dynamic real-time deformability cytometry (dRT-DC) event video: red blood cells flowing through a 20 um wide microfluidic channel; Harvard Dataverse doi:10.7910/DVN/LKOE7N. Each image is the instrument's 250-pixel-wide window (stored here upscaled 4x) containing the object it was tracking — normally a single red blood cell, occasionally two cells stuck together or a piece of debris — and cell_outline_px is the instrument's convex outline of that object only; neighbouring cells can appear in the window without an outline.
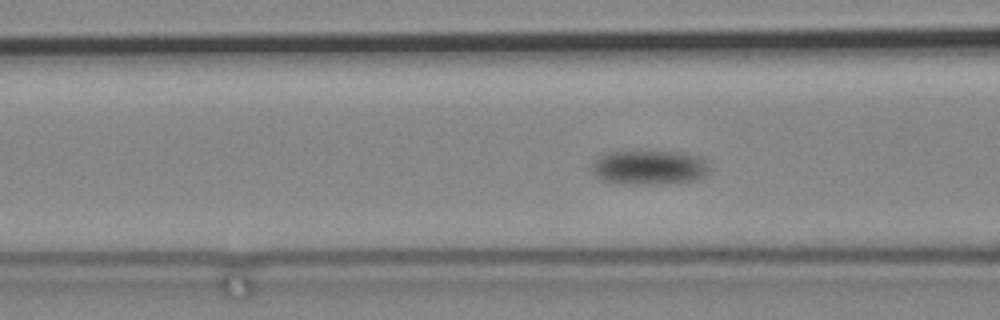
{"species": "common noctule bat (a hibernating species)", "species_latin": "Nyctalus noctula", "temperature_condition": "cold", "stored_images_in_passage": 106, "camera_frame_rate_fps": 3000, "um_per_image_px": 0.085, "animal": {"sex": "male", "body_mass_g": 19.2, "forearm_length_mm": 51.8}, "frame": {"image": 1, "passage_image": 53, "time_ms": 17.333, "image_size_px": [1000, 320], "cell_outline_px": [[708, 172], [704, 176], [696, 180], [676, 184], [624, 184], [604, 180], [596, 176], [592, 172], [592, 160], [596, 156], [604, 152], [632, 148], [680, 152], [700, 156]], "centroid_in_image_um": [55.09, 14.18], "position_along_channel_um": 111.5, "area_um2": 24.8}}
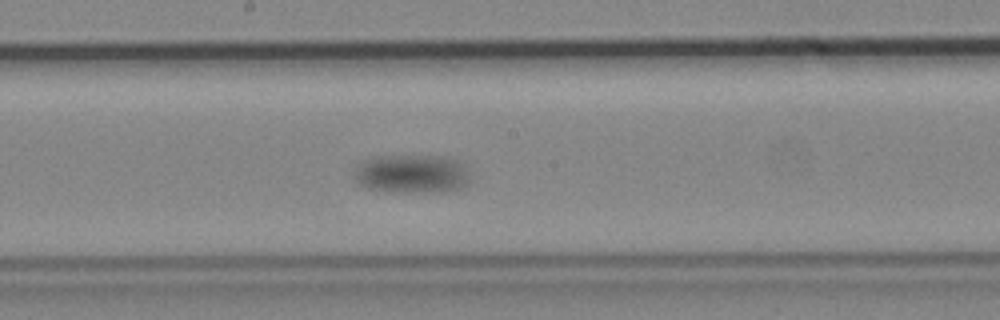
{"frame": {"image": 2, "passage_image": 66, "time_ms": 21.667, "image_size_px": [1000, 320], "cell_outline_px": [[468, 184], [460, 188], [440, 192], [396, 192], [368, 188], [356, 184], [356, 164], [360, 160], [372, 156], [448, 156], [464, 164], [468, 180]], "centroid_in_image_um": [34.96, 14.77], "position_along_channel_um": 213.2, "area_um2": 26.3}}
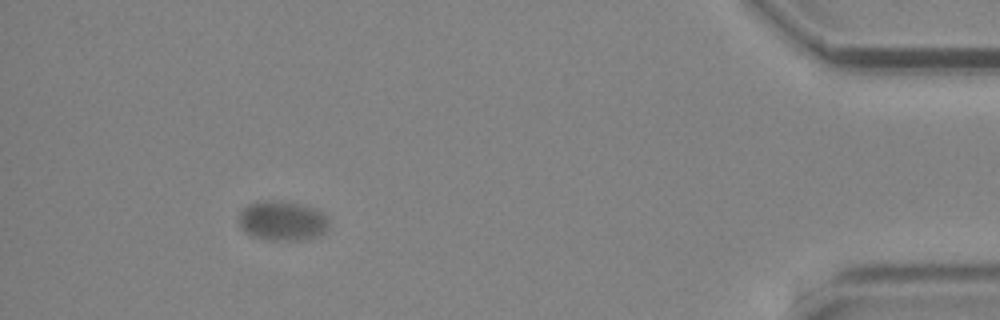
{"frame": {"image": 3, "passage_image": 99, "time_ms": 32.667, "image_size_px": [1000, 320], "cell_outline_px": [[328, 228], [320, 236], [300, 240], [268, 240], [252, 236], [244, 232], [240, 228], [236, 220], [240, 212], [248, 204], [260, 200], [280, 200], [316, 208], [328, 216]], "centroid_in_image_um": [23.97, 18.76], "position_along_channel_um": 411.2, "area_um2": 21.33}}